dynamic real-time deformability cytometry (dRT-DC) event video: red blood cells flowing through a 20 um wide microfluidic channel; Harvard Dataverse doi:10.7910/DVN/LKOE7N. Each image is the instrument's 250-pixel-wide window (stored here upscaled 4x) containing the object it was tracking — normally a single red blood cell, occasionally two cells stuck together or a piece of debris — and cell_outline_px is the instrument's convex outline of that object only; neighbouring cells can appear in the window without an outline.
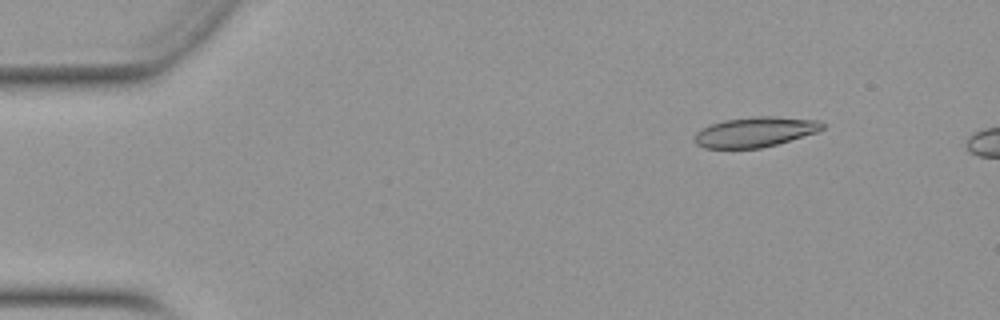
{"species": "Egyptian fruit bat (a non-hibernating species)", "species_latin": "Rousettus aegyptiacus", "temperature_condition": "warm", "stored_images_in_passage": 12, "camera_frame_rate_fps": 3000, "um_per_image_px": 0.085, "animal": {"sex": "female"}, "frame": {"image": 1, "passage_image": 7, "time_ms": 2.0, "image_size_px": [1000, 320], "cell_outline_px": [[824, 128], [816, 132], [776, 144], [760, 148], [704, 148], [696, 144], [696, 132], [712, 124], [724, 120], [752, 116], [772, 116], [816, 120], [824, 124]], "centroid_in_image_um": [64.18, 11.21], "position_along_channel_um": 20.8, "area_um2": 22.02}}